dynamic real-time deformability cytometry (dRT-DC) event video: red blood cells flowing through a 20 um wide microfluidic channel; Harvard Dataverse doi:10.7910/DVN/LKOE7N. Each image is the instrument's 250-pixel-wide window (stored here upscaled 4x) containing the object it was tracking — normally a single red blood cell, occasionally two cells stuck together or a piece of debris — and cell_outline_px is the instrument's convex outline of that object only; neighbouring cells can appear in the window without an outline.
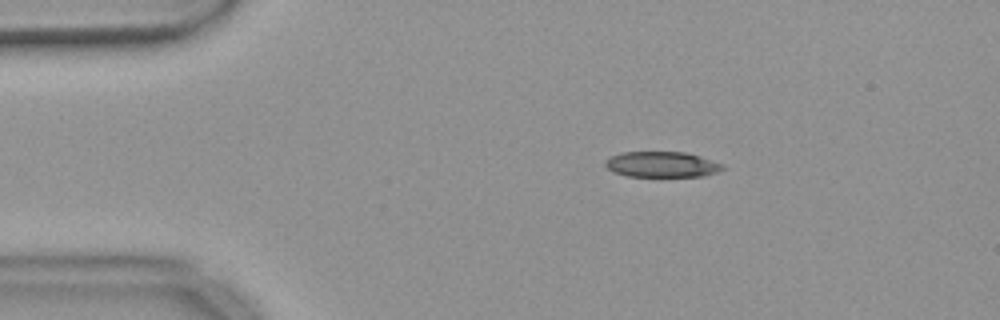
{"species": "common noctule bat (a hibernating species)", "species_latin": "Nyctalus noctula", "temperature_condition": "warm", "stored_images_in_passage": 46, "camera_frame_rate_fps": 3000, "um_per_image_px": 0.085, "animal": {"sex": "female", "body_mass_g": 18.4}, "frame": {"image": 1, "passage_image": 1, "time_ms": 0.0, "image_size_px": [1000, 320], "cell_outline_px": [[724, 168], [716, 172], [704, 176], [628, 176], [612, 172], [604, 164], [604, 160], [620, 152], [684, 152], [700, 156], [720, 164]], "centroid_in_image_um": [56.19, 13.97], "position_along_channel_um": 28.8, "area_um2": 17.34}}
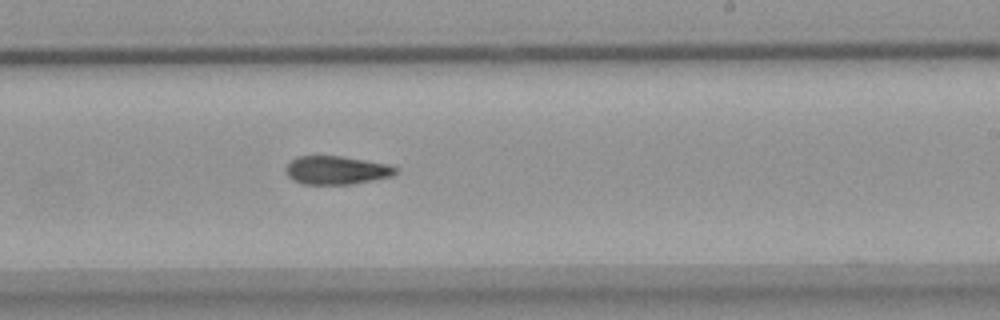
{"frame": {"image": 2, "passage_image": 24, "time_ms": 7.667, "image_size_px": [1000, 320], "cell_outline_px": [[400, 168], [392, 176], [352, 184], [304, 184], [292, 180], [288, 176], [284, 168], [296, 156], [340, 156], [388, 164]], "centroid_in_image_um": [28.59, 14.47], "position_along_channel_um": 260.4, "area_um2": 18.15}}
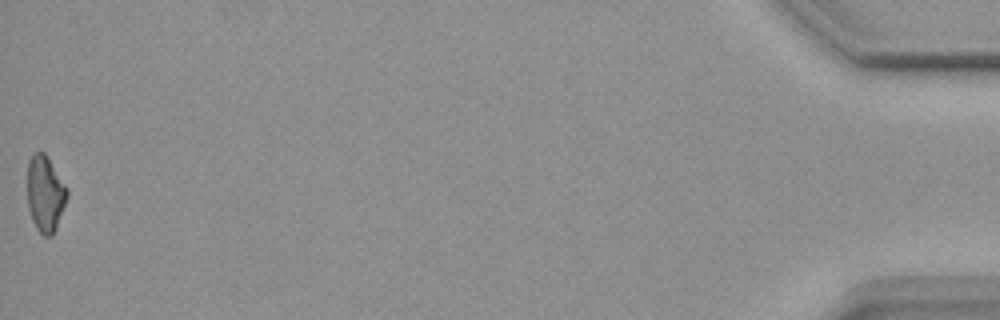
{"frame": {"image": 3, "passage_image": 46, "time_ms": 15.0, "image_size_px": [1000, 320], "cell_outline_px": [[68, 196], [56, 228], [52, 236], [44, 236], [36, 228], [32, 220], [28, 208], [28, 160], [32, 152], [44, 152], [68, 188]], "centroid_in_image_um": [3.84, 16.46], "position_along_channel_um": 431.4, "area_um2": 17.63}, "authors_computed_cell_mechanics": {"area_um2": 18.5249, "velocity_mm_per_s": 3.7021, "shape_relaxation_time_tau1_ms": 11.1192, "shape_relaxation_time_tau2_ms": 7.0187, "deformation_change_tau1": 0.2529, "deformation_change_tau2": 0.1577}}